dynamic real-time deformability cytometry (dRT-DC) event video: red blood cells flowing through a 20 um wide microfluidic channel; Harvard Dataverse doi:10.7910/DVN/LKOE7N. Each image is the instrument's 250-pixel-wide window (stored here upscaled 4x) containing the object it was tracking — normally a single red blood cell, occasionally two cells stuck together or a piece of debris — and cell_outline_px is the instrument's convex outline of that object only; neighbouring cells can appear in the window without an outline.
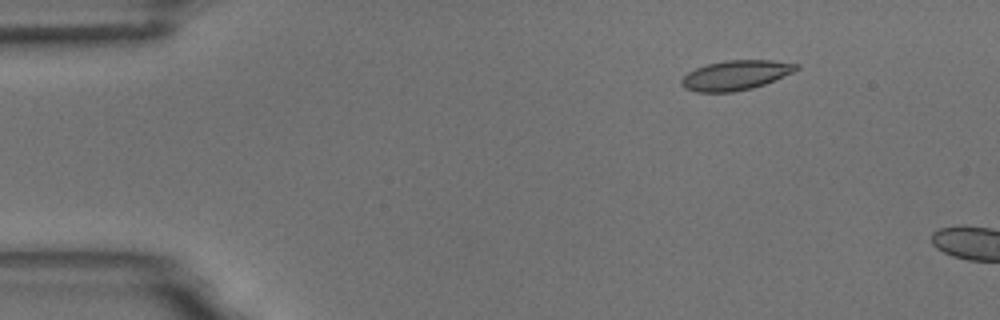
{"species": "common noctule bat (a hibernating species)", "species_latin": "Nyctalus noctula", "temperature_condition": "room temperature", "stored_images_in_passage": 11, "camera_frame_rate_fps": 3000, "um_per_image_px": 0.085, "animal": {"sex": "male", "body_mass_g": 18.8}, "frame": {"image": 1, "passage_image": 8, "time_ms": 2.333, "image_size_px": [1000, 320], "cell_outline_px": [[800, 68], [784, 76], [764, 84], [752, 88], [732, 92], [696, 92], [684, 88], [680, 84], [680, 80], [688, 72], [696, 68], [708, 64], [724, 60], [772, 60], [800, 64]], "centroid_in_image_um": [62.52, 6.39], "position_along_channel_um": 22.5, "area_um2": 19.88}}